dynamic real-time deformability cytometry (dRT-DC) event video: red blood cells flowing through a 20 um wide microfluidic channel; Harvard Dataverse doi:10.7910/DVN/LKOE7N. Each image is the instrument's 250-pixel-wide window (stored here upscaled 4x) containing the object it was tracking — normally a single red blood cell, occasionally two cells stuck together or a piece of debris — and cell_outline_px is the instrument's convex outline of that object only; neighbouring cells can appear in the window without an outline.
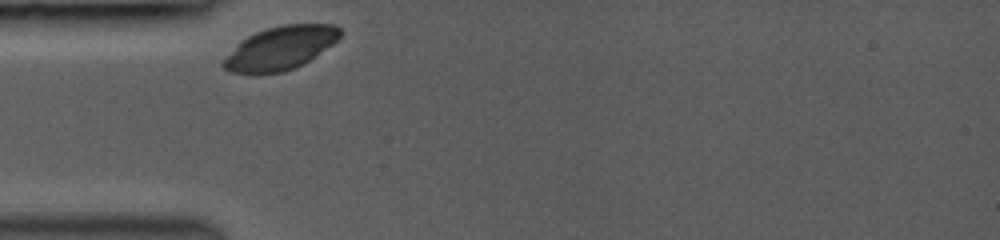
{"species": "common noctule bat (a hibernating species)", "species_latin": "Nyctalus noctula", "temperature_condition": "room temperature", "stored_images_in_passage": 60, "camera_frame_rate_fps": 3000, "um_per_image_px": 0.085, "animal": {"sex": "female", "body_mass_g": 19.0, "forearm_length_mm": 53.3}, "frame": {"image": 1, "passage_image": 1, "time_ms": 0.0, "image_size_px": [1000, 240], "cell_outline_px": [[344, 32], [332, 44], [296, 68], [284, 72], [252, 76], [232, 72], [224, 68], [220, 64], [240, 40], [256, 32], [268, 28], [284, 24], [332, 24], [340, 28]], "centroid_in_image_um": [23.79, 4.12], "position_along_channel_um": 61.2, "area_um2": 29.71}}
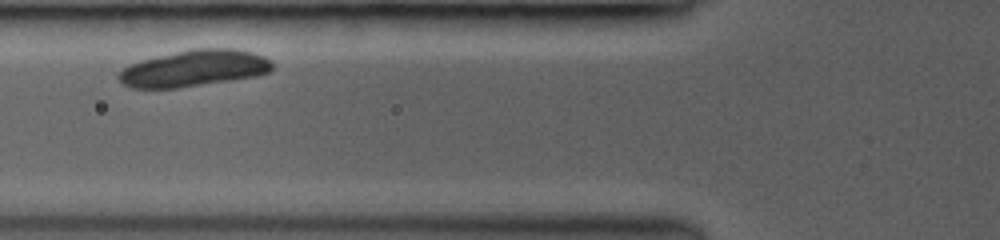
{"frame": {"image": 2, "passage_image": 7, "time_ms": 1.333, "image_size_px": [1000, 240], "cell_outline_px": [[272, 68], [268, 72], [256, 76], [232, 80], [176, 88], [132, 88], [124, 84], [116, 76], [128, 64], [140, 60], [188, 48], [236, 48], [252, 52], [264, 56], [272, 60]], "centroid_in_image_um": [16.5, 5.79], "position_along_channel_um": 109.3, "area_um2": 32.89}}